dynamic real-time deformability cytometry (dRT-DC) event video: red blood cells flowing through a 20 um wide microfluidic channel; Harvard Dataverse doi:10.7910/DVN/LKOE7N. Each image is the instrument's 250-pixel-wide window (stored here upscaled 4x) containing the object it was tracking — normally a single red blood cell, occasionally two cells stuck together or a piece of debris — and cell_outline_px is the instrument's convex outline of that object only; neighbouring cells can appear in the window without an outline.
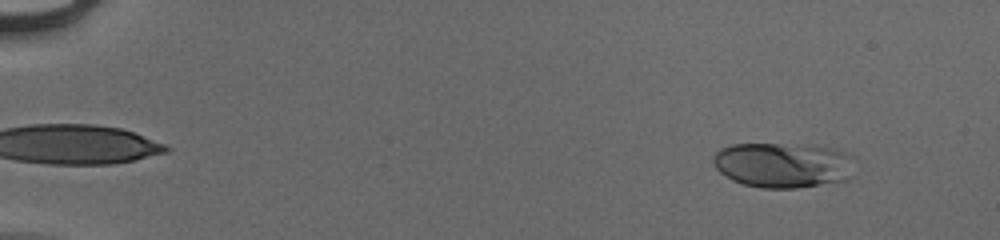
{"species": "human", "species_latin": "Homo sapiens", "temperature_condition": "cold", "stored_images_in_passage": 54, "camera_frame_rate_fps": 3000, "um_per_image_px": 0.085, "donor": {"sex": "male"}, "frame": {"image": 1, "passage_image": 6, "time_ms": 1.667, "image_size_px": [1000, 240], "cell_outline_px": [[852, 176], [848, 180], [796, 188], [760, 188], [744, 184], [732, 180], [720, 172], [716, 168], [712, 160], [712, 156], [720, 148], [732, 144], [776, 144], [832, 148], [848, 152], [852, 156]], "centroid_in_image_um": [66.54, 14.04], "position_along_channel_um": 18.5, "area_um2": 37.28}}
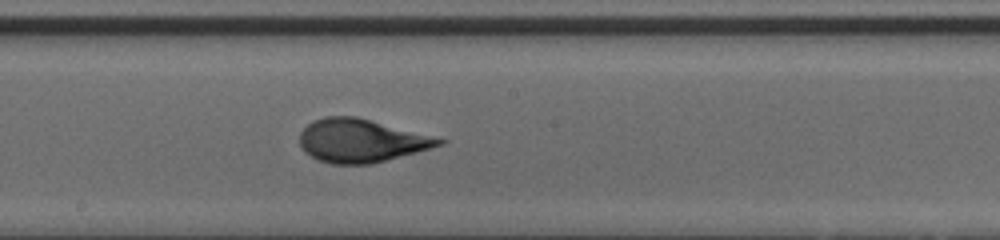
{"frame": {"image": 2, "passage_image": 32, "time_ms": 10.333, "image_size_px": [1000, 240], "cell_outline_px": [[448, 140], [444, 144], [416, 152], [372, 164], [332, 164], [316, 160], [304, 152], [300, 144], [300, 132], [312, 120], [324, 116], [356, 116]], "centroid_in_image_um": [30.66, 11.96], "position_along_channel_um": 217.5, "area_um2": 35.14}}
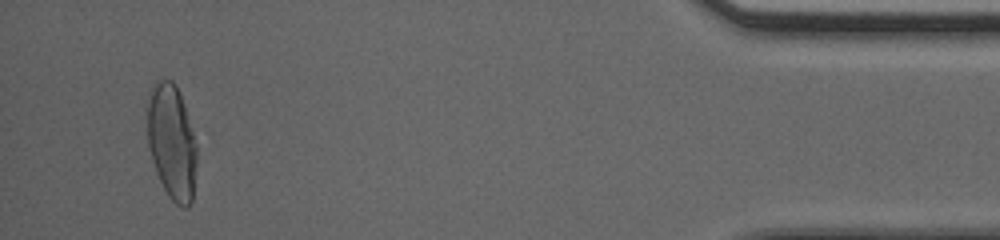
{"frame": {"image": 3, "passage_image": 52, "time_ms": 17.0, "image_size_px": [1000, 240], "cell_outline_px": [[196, 164], [192, 200], [188, 208], [184, 208], [176, 204], [168, 196], [156, 172], [152, 160], [148, 144], [144, 108], [152, 84], [156, 80], [172, 80], [176, 84], [196, 144]], "centroid_in_image_um": [14.54, 12.03], "position_along_channel_um": 420.7, "area_um2": 33.41}, "authors_computed_cell_mechanics": {"area_um2": 34.7667, "velocity_mm_per_s": 3.97, "shape_relaxation_time_tau1_ms": 4.2199, "shape_relaxation_time_tau2_ms": null, "deformation_change_tau1": 0.1939, "deformation_change_tau2": null}}